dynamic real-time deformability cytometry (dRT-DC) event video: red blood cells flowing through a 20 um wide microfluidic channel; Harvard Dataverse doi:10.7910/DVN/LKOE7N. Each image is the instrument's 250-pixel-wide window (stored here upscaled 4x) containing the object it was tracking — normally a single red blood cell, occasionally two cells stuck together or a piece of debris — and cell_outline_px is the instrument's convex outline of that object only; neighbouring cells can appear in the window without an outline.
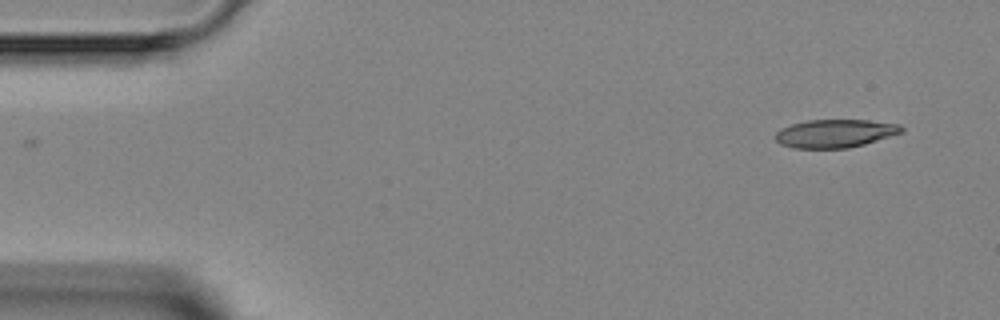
{"species": "Egyptian fruit bat (a non-hibernating species)", "species_latin": "Rousettus aegyptiacus", "temperature_condition": "room temperature", "stored_images_in_passage": 3, "camera_frame_rate_fps": 3000, "um_per_image_px": 0.085, "animal": {"sex": "female"}, "frame": {"image": 1, "passage_image": 3, "time_ms": 2.333, "image_size_px": [1000, 320], "cell_outline_px": [[904, 132], [864, 144], [848, 148], [796, 148], [780, 144], [776, 140], [776, 132], [780, 128], [792, 124], [808, 120], [868, 120], [900, 124], [904, 128]], "centroid_in_image_um": [71.0, 11.34], "position_along_channel_um": 14.0, "area_um2": 20.69}}